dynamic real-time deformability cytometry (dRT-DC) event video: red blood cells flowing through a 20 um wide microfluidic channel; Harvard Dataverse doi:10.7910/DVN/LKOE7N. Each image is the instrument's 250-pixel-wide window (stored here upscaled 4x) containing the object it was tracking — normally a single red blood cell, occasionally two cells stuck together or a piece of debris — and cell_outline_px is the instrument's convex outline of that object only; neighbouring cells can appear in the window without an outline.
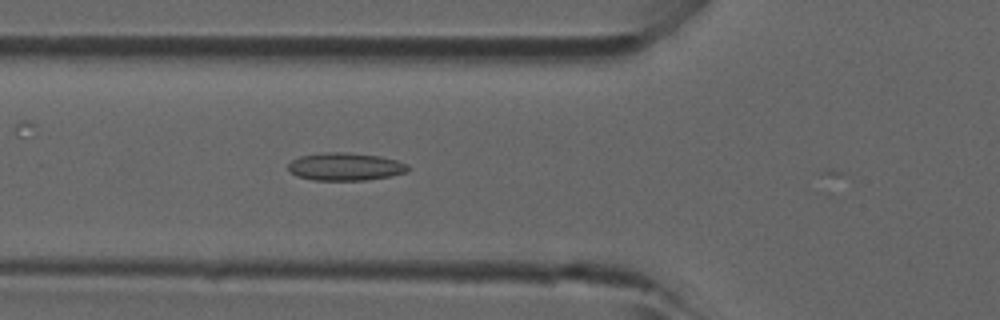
{"species": "common noctule bat (a hibernating species)", "species_latin": "Nyctalus noctula", "temperature_condition": "room temperature", "stored_images_in_passage": 18, "camera_frame_rate_fps": 3000, "um_per_image_px": 0.085, "animal": {"sex": "male", "forearm_length_mm": 52.5}, "frame": {"image": 1, "passage_image": 17, "time_ms": 5.333, "image_size_px": [1000, 320], "cell_outline_px": [[412, 168], [408, 172], [392, 176], [364, 180], [312, 180], [296, 176], [288, 172], [288, 164], [292, 160], [300, 156], [324, 152], [344, 152], [380, 156], [396, 160], [408, 164]], "centroid_in_image_um": [29.36, 14.17], "position_along_channel_um": 96.4, "area_um2": 19.65}}